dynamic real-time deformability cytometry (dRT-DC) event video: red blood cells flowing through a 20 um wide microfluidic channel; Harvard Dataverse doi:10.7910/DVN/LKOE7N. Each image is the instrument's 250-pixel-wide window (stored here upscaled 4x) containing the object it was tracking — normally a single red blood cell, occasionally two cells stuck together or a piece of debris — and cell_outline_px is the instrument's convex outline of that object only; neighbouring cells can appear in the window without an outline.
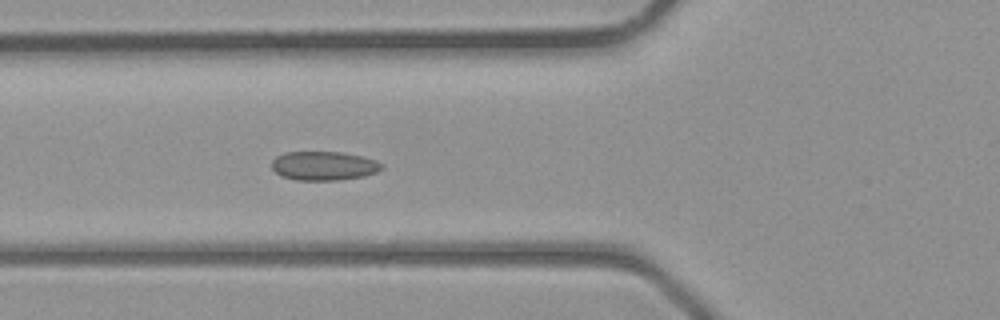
{"species": "common noctule bat (a hibernating species)", "species_latin": "Nyctalus noctula", "temperature_condition": "room temperature", "stored_images_in_passage": 40, "camera_frame_rate_fps": 3000, "um_per_image_px": 0.085, "animal": {"sex": "male", "body_mass_g": 23.1, "forearm_length_mm": 52.7}, "frame": {"image": 1, "passage_image": 15, "time_ms": 4.667, "image_size_px": [1000, 320], "cell_outline_px": [[384, 168], [376, 172], [364, 176], [336, 180], [296, 180], [280, 176], [272, 168], [272, 160], [276, 156], [284, 152], [340, 152], [360, 156], [376, 160], [384, 164]], "centroid_in_image_um": [27.52, 14.09], "position_along_channel_um": 98.3, "area_um2": 18.61}}
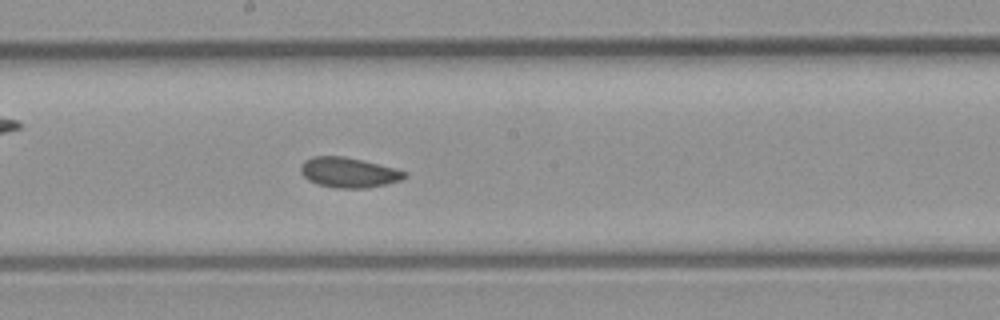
{"frame": {"image": 2, "passage_image": 22, "time_ms": 7.0, "image_size_px": [1000, 320], "cell_outline_px": [[408, 176], [404, 180], [368, 188], [336, 188], [320, 184], [308, 180], [300, 172], [300, 164], [304, 160], [312, 156], [344, 156], [408, 172]], "centroid_in_image_um": [29.63, 14.66], "position_along_channel_um": 218.6, "area_um2": 18.21}}
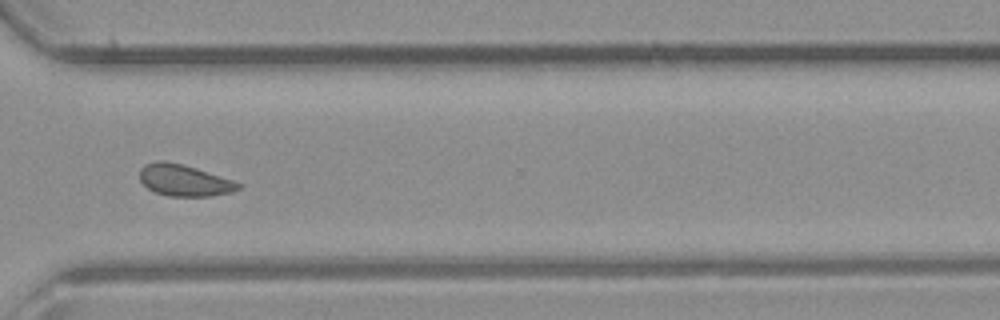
{"frame": {"image": 3, "passage_image": 30, "time_ms": 9.667, "image_size_px": [1000, 320], "cell_outline_px": [[244, 184], [240, 188], [232, 192], [212, 196], [168, 196], [156, 192], [148, 188], [140, 180], [140, 168], [144, 164], [160, 160], [164, 160], [196, 168], [236, 180]], "centroid_in_image_um": [15.71, 15.33], "position_along_channel_um": 354.9, "area_um2": 18.26}}